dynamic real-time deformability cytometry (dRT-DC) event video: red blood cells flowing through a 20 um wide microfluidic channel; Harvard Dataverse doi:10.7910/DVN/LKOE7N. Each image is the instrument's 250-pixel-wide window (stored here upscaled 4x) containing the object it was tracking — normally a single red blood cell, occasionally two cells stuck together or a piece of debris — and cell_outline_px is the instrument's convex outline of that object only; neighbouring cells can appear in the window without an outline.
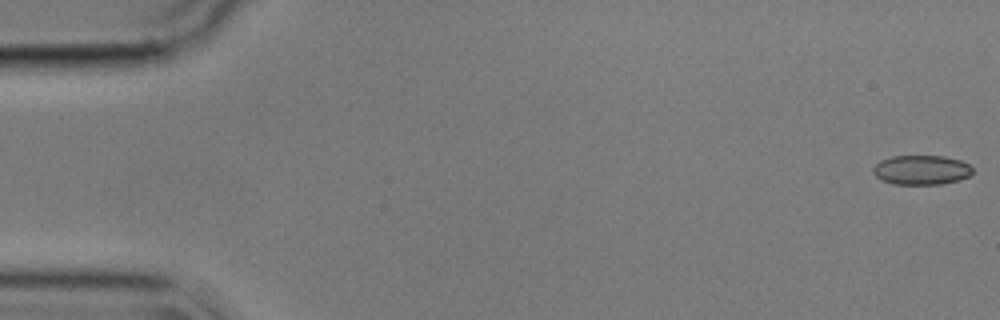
{"species": "common noctule bat (a hibernating species)", "species_latin": "Nyctalus noctula", "temperature_condition": "cold", "stored_images_in_passage": 11, "camera_frame_rate_fps": 3000, "um_per_image_px": 0.085, "animal": {"sex": "male", "body_mass_g": 17.9}, "frame": {"image": 1, "passage_image": 1, "time_ms": 0.0, "image_size_px": [1000, 320], "cell_outline_px": [[972, 172], [968, 176], [960, 180], [940, 184], [892, 184], [880, 180], [872, 172], [872, 168], [880, 160], [892, 156], [944, 156], [960, 160], [968, 164], [972, 168]], "centroid_in_image_um": [78.28, 14.45], "position_along_channel_um": 6.7, "area_um2": 17.17}}